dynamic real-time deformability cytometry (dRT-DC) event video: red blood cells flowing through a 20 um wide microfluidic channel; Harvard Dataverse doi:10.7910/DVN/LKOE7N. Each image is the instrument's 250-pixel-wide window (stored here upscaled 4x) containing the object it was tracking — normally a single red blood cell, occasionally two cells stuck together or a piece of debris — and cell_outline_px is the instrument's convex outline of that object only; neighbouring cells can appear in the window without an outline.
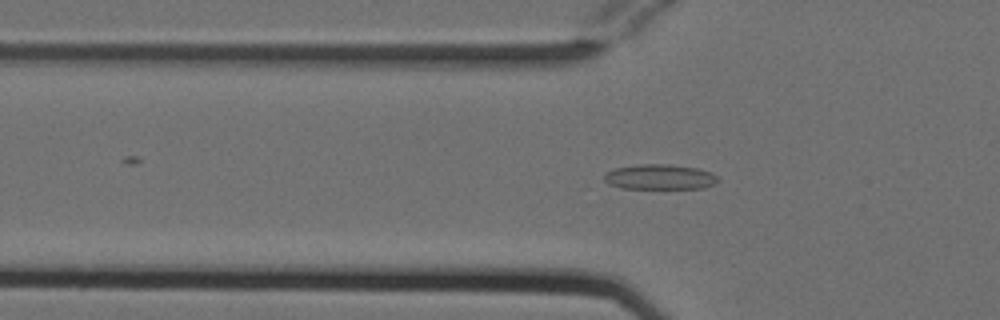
{"species": "Egyptian fruit bat (a non-hibernating species)", "species_latin": "Rousettus aegyptiacus", "temperature_condition": "cold", "stored_images_in_passage": 42, "camera_frame_rate_fps": 3000, "um_per_image_px": 0.085, "animal": {"sex": "female"}, "frame": {"image": 1, "passage_image": 6, "time_ms": 1.667, "image_size_px": [1000, 320], "cell_outline_px": [[720, 180], [716, 184], [704, 188], [620, 188], [608, 184], [604, 180], [604, 172], [616, 168], [640, 164], [668, 164], [700, 168], [712, 172]], "centroid_in_image_um": [56.1, 15.04], "position_along_channel_um": 69.7, "area_um2": 16.88}}
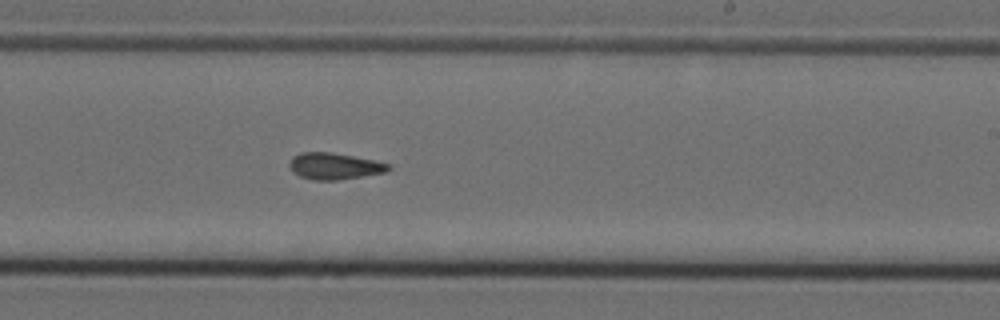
{"frame": {"image": 2, "passage_image": 21, "time_ms": 6.667, "image_size_px": [1000, 320], "cell_outline_px": [[392, 168], [388, 172], [336, 180], [312, 180], [300, 176], [292, 172], [288, 164], [292, 156], [300, 152], [332, 152], [392, 164]], "centroid_in_image_um": [28.42, 14.12], "position_along_channel_um": 260.6, "area_um2": 15.43}}
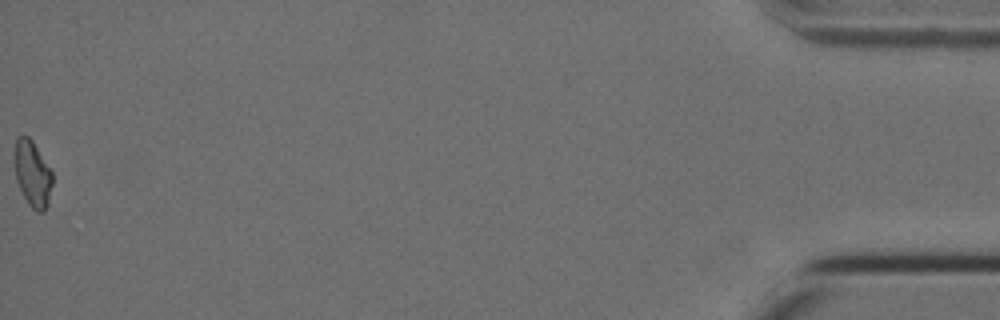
{"frame": {"image": 3, "passage_image": 42, "time_ms": 13.667, "image_size_px": [1000, 320], "cell_outline_px": [[52, 184], [48, 204], [44, 212], [36, 212], [28, 204], [16, 180], [12, 156], [16, 140], [20, 136], [28, 136], [32, 140], [52, 172]], "centroid_in_image_um": [2.73, 14.77], "position_along_channel_um": 432.5, "area_um2": 14.74}, "authors_computed_cell_mechanics": {"area_um2": 15.0858, "velocity_mm_per_s": 3.823, "shape_relaxation_time_tau1_ms": null, "shape_relaxation_time_tau2_ms": 3.8092, "deformation_change_tau1": null, "deformation_change_tau2": 0.0994}}